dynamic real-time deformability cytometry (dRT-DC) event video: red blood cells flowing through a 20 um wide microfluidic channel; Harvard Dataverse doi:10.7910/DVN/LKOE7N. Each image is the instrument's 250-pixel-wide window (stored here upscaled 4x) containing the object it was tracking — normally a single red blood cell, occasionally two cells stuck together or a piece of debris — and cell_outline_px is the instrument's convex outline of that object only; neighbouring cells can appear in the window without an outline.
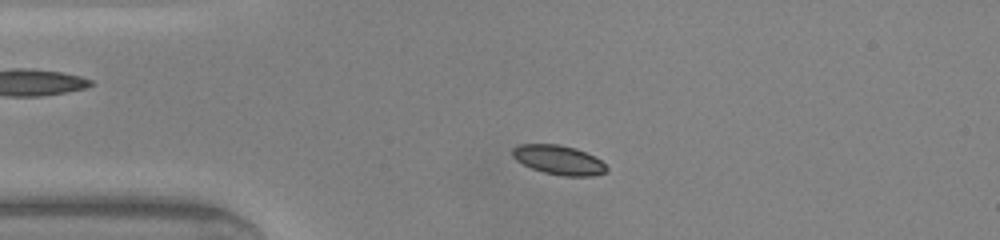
{"species": "common noctule bat (a hibernating species)", "species_latin": "Nyctalus noctula", "temperature_condition": "warm", "stored_images_in_passage": 44, "camera_frame_rate_fps": 3000, "um_per_image_px": 0.085, "animal": {"sex": "male", "body_mass_g": 20.0, "forearm_length_mm": 53.3}, "frame": {"image": 1, "passage_image": 7, "time_ms": 2.0, "image_size_px": [1000, 240], "cell_outline_px": [[608, 168], [604, 172], [592, 176], [564, 176], [544, 172], [532, 168], [516, 160], [512, 156], [512, 148], [520, 144], [560, 144], [576, 148], [600, 160]], "centroid_in_image_um": [47.46, 13.58], "position_along_channel_um": 37.5, "area_um2": 15.9}}
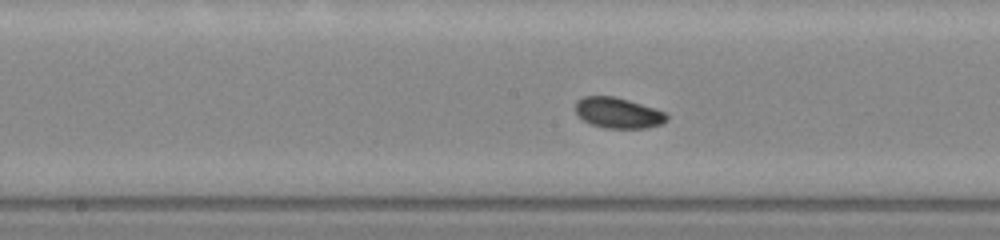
{"frame": {"image": 2, "passage_image": 20, "time_ms": 6.333, "image_size_px": [1000, 240], "cell_outline_px": [[668, 120], [660, 124], [644, 128], [604, 128], [592, 124], [584, 120], [576, 112], [576, 100], [584, 96], [612, 96], [628, 100], [664, 112], [668, 116]], "centroid_in_image_um": [52.52, 9.59], "position_along_channel_um": 195.7, "area_um2": 16.01}}
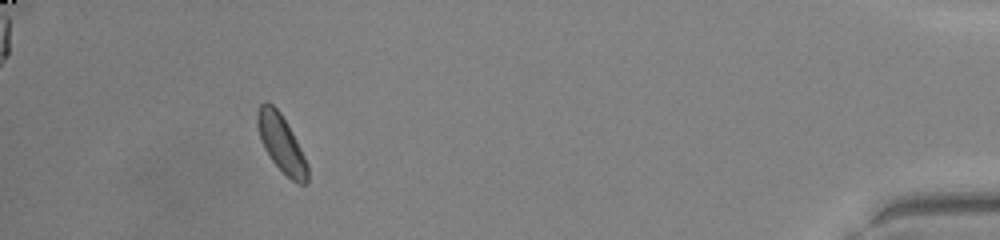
{"frame": {"image": 3, "passage_image": 40, "time_ms": 13.0, "image_size_px": [1000, 240], "cell_outline_px": [[308, 180], [304, 184], [300, 184], [292, 180], [272, 160], [264, 148], [260, 140], [256, 124], [256, 116], [260, 104], [264, 100], [268, 100], [280, 112], [296, 140], [308, 164]], "centroid_in_image_um": [23.88, 12.15], "position_along_channel_um": 411.3, "area_um2": 16.59}, "authors_computed_cell_mechanics": {"area_um2": 16.2996, "velocity_mm_per_s": 4.2447, "shape_relaxation_time_tau1_ms": 2.9258, "shape_relaxation_time_tau2_ms": 3.7863, "deformation_change_tau1": 0.0792, "deformation_change_tau2": 0.0663}}